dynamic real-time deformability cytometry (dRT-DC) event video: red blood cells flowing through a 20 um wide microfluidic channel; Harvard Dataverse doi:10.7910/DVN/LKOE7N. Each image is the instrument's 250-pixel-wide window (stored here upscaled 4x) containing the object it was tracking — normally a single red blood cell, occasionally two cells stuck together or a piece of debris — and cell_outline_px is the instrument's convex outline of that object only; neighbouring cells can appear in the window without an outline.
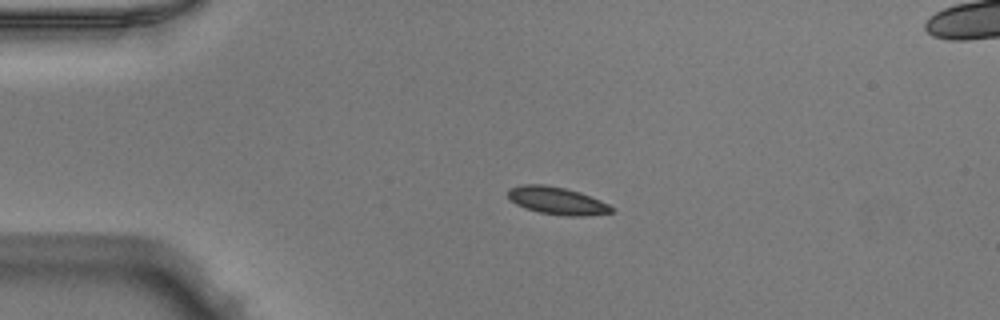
{"species": "Egyptian fruit bat (a non-hibernating species)", "species_latin": "Rousettus aegyptiacus", "temperature_condition": "warm", "stored_images_in_passage": 40, "camera_frame_rate_fps": 3000, "um_per_image_px": 0.085, "animal": {"sex": "male"}, "frame": {"image": 1, "passage_image": 1, "time_ms": 0.0, "image_size_px": [1000, 320], "cell_outline_px": [[616, 208], [612, 212], [584, 216], [564, 216], [540, 212], [524, 208], [516, 204], [508, 196], [508, 188], [520, 184], [544, 184], [564, 188], [580, 192], [600, 200]], "centroid_in_image_um": [47.34, 17.05], "position_along_channel_um": 37.7, "area_um2": 16.65}}
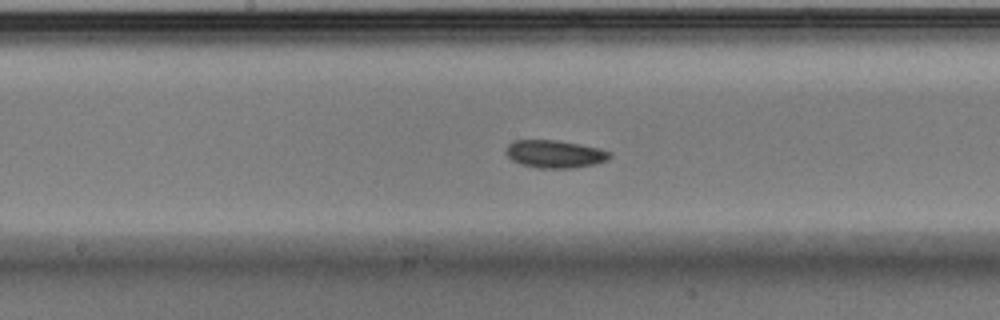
{"frame": {"image": 2, "passage_image": 16, "time_ms": 5.0, "image_size_px": [1000, 320], "cell_outline_px": [[612, 156], [608, 160], [596, 164], [576, 168], [540, 168], [520, 164], [512, 160], [508, 156], [508, 144], [516, 140], [556, 140], [580, 144], [600, 148], [612, 152]], "centroid_in_image_um": [47.24, 13.1], "position_along_channel_um": 201.0, "area_um2": 16.82}}
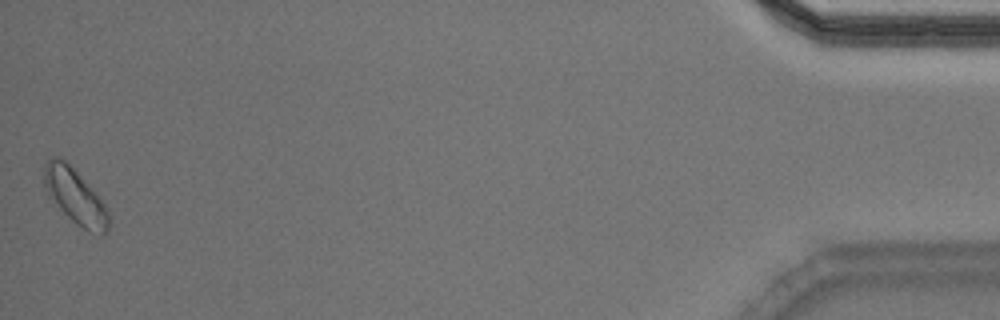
{"frame": {"image": 3, "passage_image": 40, "time_ms": 13.0, "image_size_px": [1000, 320], "cell_outline_px": [[108, 232], [104, 236], [100, 236], [88, 232], [76, 224], [48, 196], [44, 184], [44, 164], [52, 156], [56, 156], [64, 160], [88, 184], [108, 208]], "centroid_in_image_um": [6.4, 16.74], "position_along_channel_um": 428.8, "area_um2": 20.58}, "authors_computed_cell_mechanics": {"area_um2": 16.5597, "velocity_mm_per_s": 3.9799, "shape_relaxation_time_tau1_ms": 2.9136, "shape_relaxation_time_tau2_ms": 2.953, "deformation_change_tau1": 0.0683, "deformation_change_tau2": 0.0463}}